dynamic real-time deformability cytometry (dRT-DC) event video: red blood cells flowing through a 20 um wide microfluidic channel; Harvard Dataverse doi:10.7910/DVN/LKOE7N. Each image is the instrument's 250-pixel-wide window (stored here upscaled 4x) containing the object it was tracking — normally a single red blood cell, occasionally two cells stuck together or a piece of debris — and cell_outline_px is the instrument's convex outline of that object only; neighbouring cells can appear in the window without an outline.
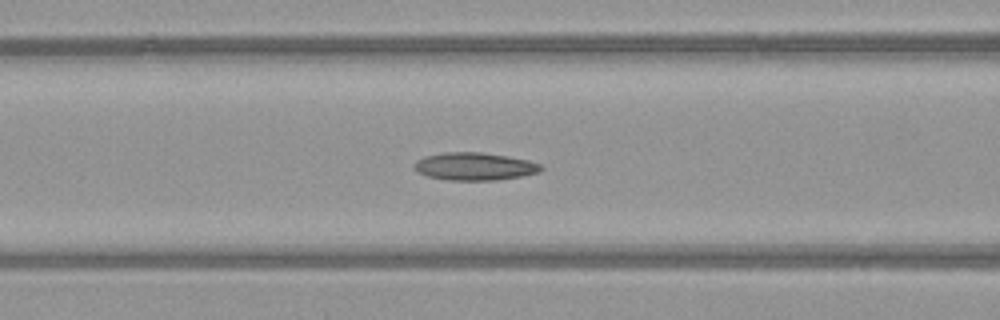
{"species": "common noctule bat (a hibernating species)", "species_latin": "Nyctalus noctula", "temperature_condition": "warm", "stored_images_in_passage": 52, "camera_frame_rate_fps": 3000, "um_per_image_px": 0.085, "animal": {"sex": "female", "body_mass_g": 21.9}, "frame": {"image": 1, "passage_image": 21, "time_ms": 6.667, "image_size_px": [1000, 320], "cell_outline_px": [[544, 168], [540, 172], [520, 176], [496, 180], [448, 180], [428, 176], [416, 172], [412, 168], [412, 164], [416, 160], [424, 156], [444, 152], [480, 152], [508, 156], [528, 160], [540, 164]], "centroid_in_image_um": [40.29, 14.14], "position_along_channel_um": 126.3, "area_um2": 20.63}}
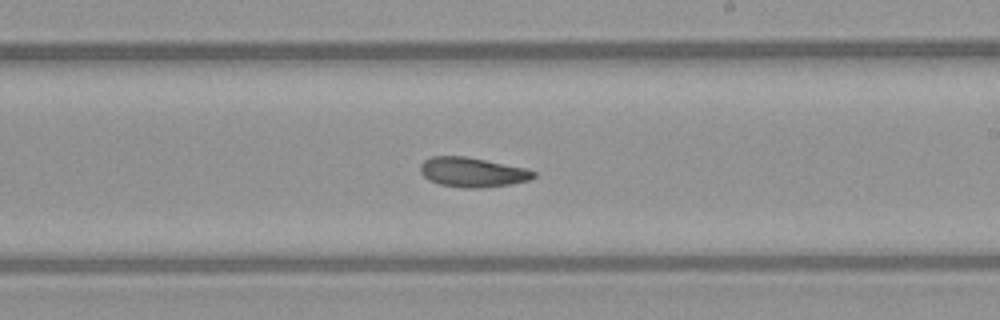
{"frame": {"image": 2, "passage_image": 30, "time_ms": 9.667, "image_size_px": [1000, 320], "cell_outline_px": [[536, 176], [528, 180], [512, 184], [480, 188], [464, 188], [440, 184], [428, 180], [420, 172], [420, 164], [424, 160], [432, 156], [464, 156], [524, 168], [536, 172]], "centroid_in_image_um": [40.12, 14.64], "position_along_channel_um": 248.9, "area_um2": 19.42}}
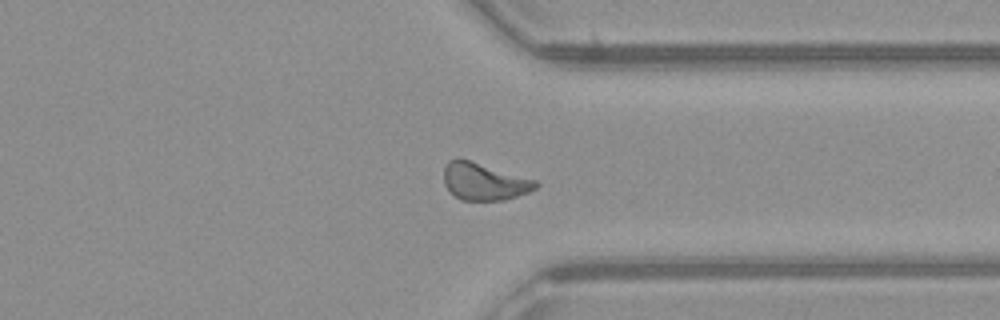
{"frame": {"image": 3, "passage_image": 39, "time_ms": 12.667, "image_size_px": [1000, 320], "cell_outline_px": [[540, 184], [536, 188], [528, 192], [504, 200], [460, 200], [444, 184], [444, 168], [448, 160], [456, 156], [536, 180]], "centroid_in_image_um": [41.13, 15.41], "position_along_channel_um": 370.3, "area_um2": 19.88}, "authors_computed_cell_mechanics": {"area_um2": 20.3456, "velocity_mm_per_s": 4.0854, "shape_relaxation_time_tau1_ms": null, "shape_relaxation_time_tau2_ms": 4.9362, "deformation_change_tau1": null, "deformation_change_tau2": 0.1221}}